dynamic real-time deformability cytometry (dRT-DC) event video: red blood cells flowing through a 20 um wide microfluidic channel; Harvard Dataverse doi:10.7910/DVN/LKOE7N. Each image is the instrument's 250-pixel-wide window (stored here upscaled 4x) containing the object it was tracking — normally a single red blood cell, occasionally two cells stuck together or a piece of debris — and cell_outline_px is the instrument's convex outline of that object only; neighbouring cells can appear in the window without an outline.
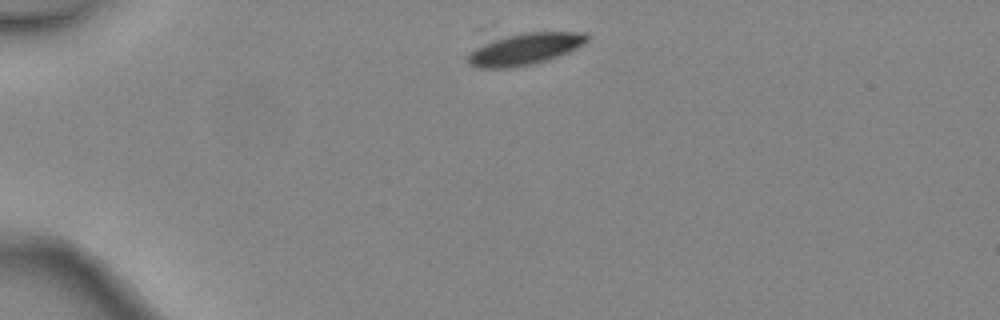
{"species": "common noctule bat (a hibernating species)", "species_latin": "Nyctalus noctula", "temperature_condition": "warm", "stored_images_in_passage": 2, "camera_frame_rate_fps": 3000, "um_per_image_px": 0.085, "animal": {"sex": "female", "body_mass_g": 24.6, "forearm_length_mm": 56.2}, "frame": {"image": 1, "passage_image": 1, "time_ms": 0.0, "image_size_px": [1000, 320], "cell_outline_px": [[588, 40], [584, 44], [568, 52], [548, 60], [532, 64], [512, 68], [476, 68], [468, 64], [468, 56], [484, 40], [524, 32], [584, 32], [588, 36]], "centroid_in_image_um": [44.57, 4.16], "position_along_channel_um": 40.4, "area_um2": 22.25}}